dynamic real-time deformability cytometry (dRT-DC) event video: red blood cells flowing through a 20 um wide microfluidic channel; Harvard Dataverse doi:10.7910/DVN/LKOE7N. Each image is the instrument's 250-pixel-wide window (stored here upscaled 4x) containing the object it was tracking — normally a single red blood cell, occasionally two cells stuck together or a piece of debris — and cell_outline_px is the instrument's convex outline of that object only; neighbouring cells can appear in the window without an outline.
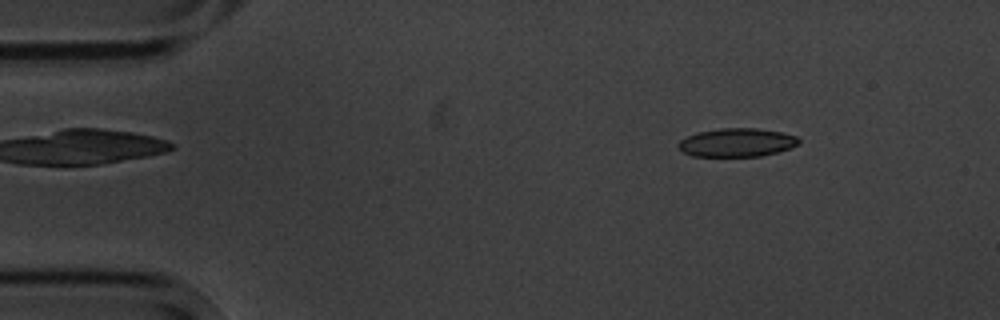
{"species": "common noctule bat (a hibernating species)", "species_latin": "Nyctalus noctula", "temperature_condition": "cold", "stored_images_in_passage": 9, "camera_frame_rate_fps": 3000, "um_per_image_px": 0.085, "animal": {"sex": "male", "body_mass_g": 20.1, "forearm_length_mm": 53.5}, "frame": {"image": 1, "passage_image": 1, "time_ms": 0.0, "image_size_px": [1000, 320], "cell_outline_px": [[800, 144], [776, 152], [760, 156], [692, 156], [684, 152], [676, 144], [680, 140], [688, 136], [700, 132], [720, 128], [756, 128], [784, 132], [796, 136], [800, 140]], "centroid_in_image_um": [62.65, 12.11], "position_along_channel_um": 22.3, "area_um2": 19.88}}
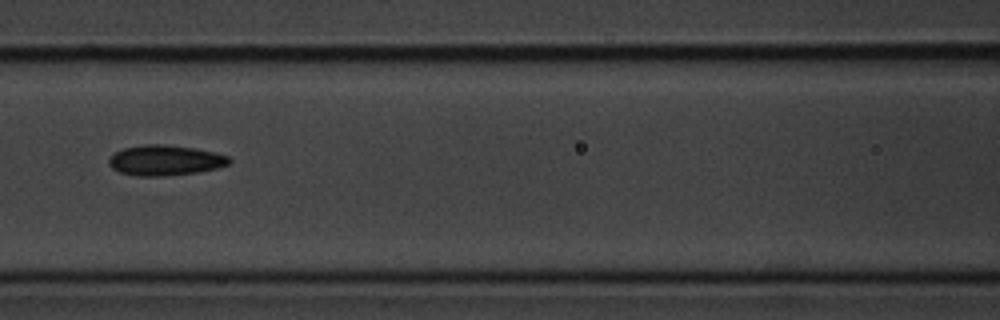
{"frame": {"image": 2, "passage_image": 6, "time_ms": 5.667, "image_size_px": [1000, 320], "cell_outline_px": [[232, 160], [228, 164], [216, 168], [196, 172], [164, 176], [136, 176], [120, 172], [112, 168], [108, 164], [108, 160], [112, 152], [124, 148], [144, 144], [164, 144], [196, 148], [228, 156]], "centroid_in_image_um": [13.98, 13.62], "position_along_channel_um": 152.6, "area_um2": 21.33}}
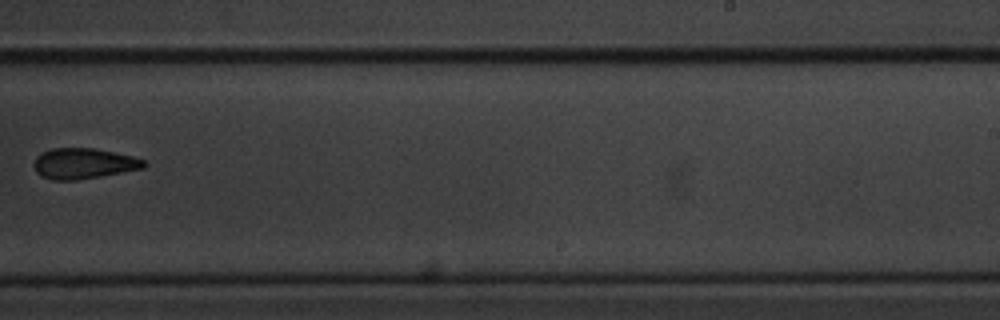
{"frame": {"image": 3, "passage_image": 9, "time_ms": 9.333, "image_size_px": [1000, 320], "cell_outline_px": [[148, 164], [144, 168], [100, 176], [76, 180], [52, 180], [40, 176], [36, 172], [32, 164], [36, 156], [52, 148], [96, 148], [132, 156], [144, 160]], "centroid_in_image_um": [7.08, 13.9], "position_along_channel_um": 281.9, "area_um2": 19.71}}